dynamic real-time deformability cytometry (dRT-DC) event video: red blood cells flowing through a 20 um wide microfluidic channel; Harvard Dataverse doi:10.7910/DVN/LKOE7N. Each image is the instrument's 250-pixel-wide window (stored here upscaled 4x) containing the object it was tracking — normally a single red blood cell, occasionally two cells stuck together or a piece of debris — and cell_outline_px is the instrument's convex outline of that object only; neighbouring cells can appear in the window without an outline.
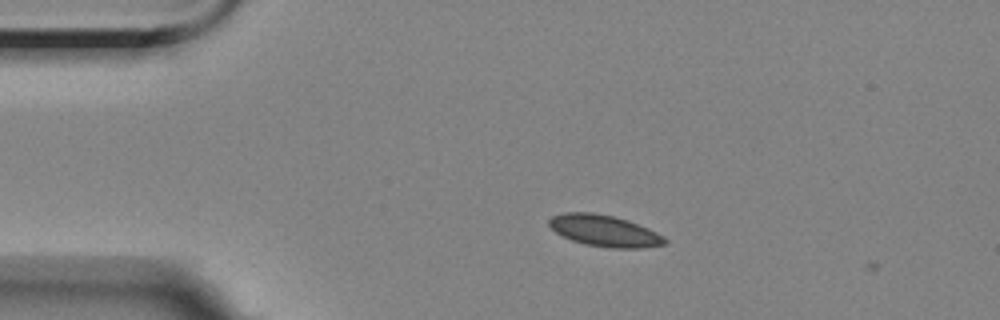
{"species": "Egyptian fruit bat (a non-hibernating species)", "species_latin": "Rousettus aegyptiacus", "temperature_condition": "room temperature", "stored_images_in_passage": 7, "camera_frame_rate_fps": 3000, "um_per_image_px": 0.085, "animal": {"sex": "female"}, "frame": {"image": 1, "passage_image": 1, "time_ms": 0.0, "image_size_px": [1000, 320], "cell_outline_px": [[668, 244], [644, 248], [612, 248], [584, 244], [572, 240], [556, 232], [548, 224], [548, 220], [552, 216], [564, 212], [592, 212], [612, 216], [628, 220], [648, 228], [664, 236], [668, 240]], "centroid_in_image_um": [51.41, 19.62], "position_along_channel_um": 33.6, "area_um2": 21.27}}
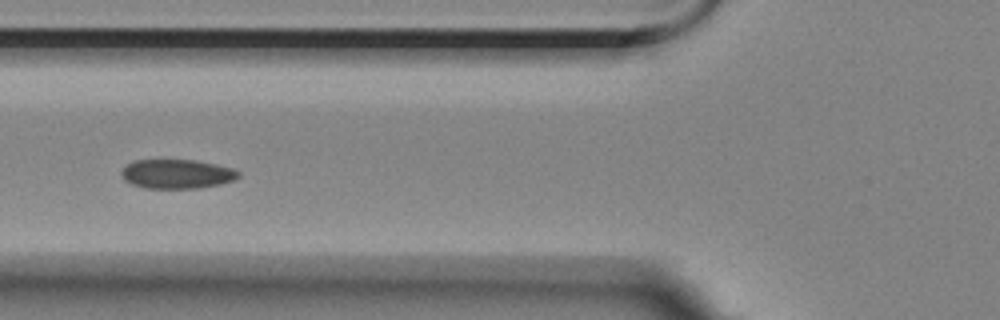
{"frame": {"image": 2, "passage_image": 4, "time_ms": 3.333, "image_size_px": [1000, 320], "cell_outline_px": [[240, 176], [236, 180], [220, 184], [200, 188], [144, 188], [132, 184], [124, 180], [120, 172], [132, 160], [196, 160], [216, 164], [232, 168], [240, 172]], "centroid_in_image_um": [15.06, 14.79], "position_along_channel_um": 110.7, "area_um2": 20.06}}
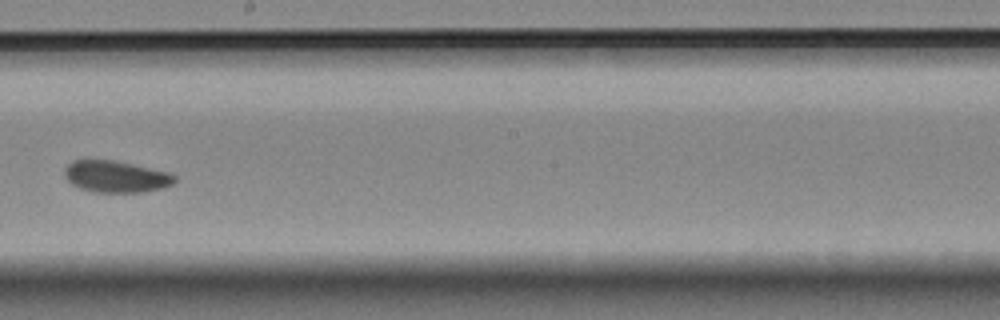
{"frame": {"image": 3, "passage_image": 7, "time_ms": 7.0, "image_size_px": [1000, 320], "cell_outline_px": [[176, 180], [172, 184], [164, 188], [144, 192], [92, 192], [80, 188], [72, 184], [64, 176], [64, 168], [72, 160], [116, 160], [168, 172], [176, 176]], "centroid_in_image_um": [9.85, 15.01], "position_along_channel_um": 238.3, "area_um2": 20.46}}